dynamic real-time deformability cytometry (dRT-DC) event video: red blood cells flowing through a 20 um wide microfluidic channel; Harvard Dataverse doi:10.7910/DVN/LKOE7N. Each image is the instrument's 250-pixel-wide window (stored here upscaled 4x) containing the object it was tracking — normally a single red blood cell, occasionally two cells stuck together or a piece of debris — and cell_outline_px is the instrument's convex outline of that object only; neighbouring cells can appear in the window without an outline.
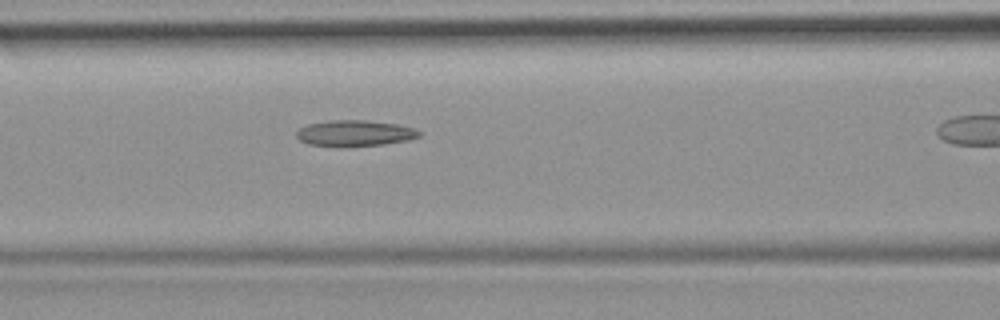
{"species": "common noctule bat (a hibernating species)", "species_latin": "Nyctalus noctula", "temperature_condition": "room temperature", "stored_images_in_passage": 27, "camera_frame_rate_fps": 3000, "um_per_image_px": 0.085, "animal": {"sex": "female", "body_mass_g": 19.9}, "frame": {"image": 1, "passage_image": 8, "time_ms": 2.333, "image_size_px": [1000, 320], "cell_outline_px": [[420, 136], [408, 140], [384, 144], [308, 144], [300, 140], [296, 136], [296, 132], [300, 128], [308, 124], [332, 120], [364, 120], [396, 124], [412, 128], [420, 132]], "centroid_in_image_um": [30.16, 11.28], "position_along_channel_um": 136.4, "area_um2": 17.63}}